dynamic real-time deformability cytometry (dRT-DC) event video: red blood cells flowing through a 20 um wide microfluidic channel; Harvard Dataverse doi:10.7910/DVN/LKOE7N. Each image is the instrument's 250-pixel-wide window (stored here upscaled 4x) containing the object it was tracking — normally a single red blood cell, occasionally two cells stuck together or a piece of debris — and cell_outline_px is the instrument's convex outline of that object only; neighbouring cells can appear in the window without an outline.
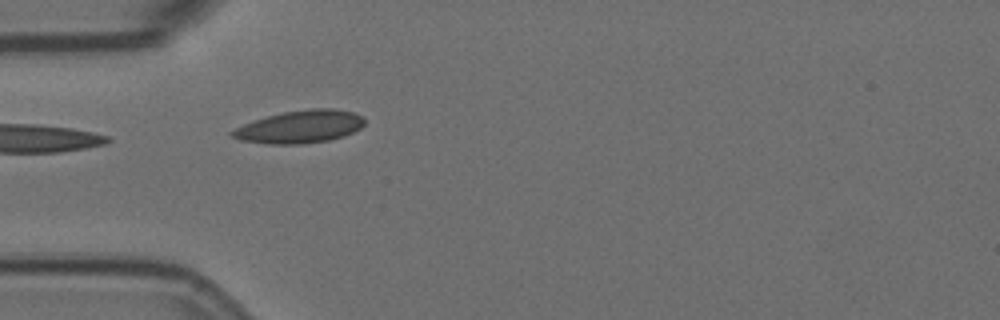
{"species": "Egyptian fruit bat (a non-hibernating species)", "species_latin": "Rousettus aegyptiacus", "temperature_condition": "room temperature", "stored_images_in_passage": 41, "camera_frame_rate_fps": 3000, "um_per_image_px": 0.085, "animal": {"sex": "female"}, "frame": {"image": 1, "passage_image": 1, "time_ms": 0.0, "image_size_px": [1000, 320], "cell_outline_px": [[364, 124], [360, 128], [344, 136], [328, 140], [300, 144], [268, 144], [240, 140], [232, 136], [228, 132], [244, 124], [268, 116], [284, 112], [308, 108], [336, 108], [356, 112], [364, 116]], "centroid_in_image_um": [25.54, 10.76], "position_along_channel_um": 59.5, "area_um2": 25.26}}
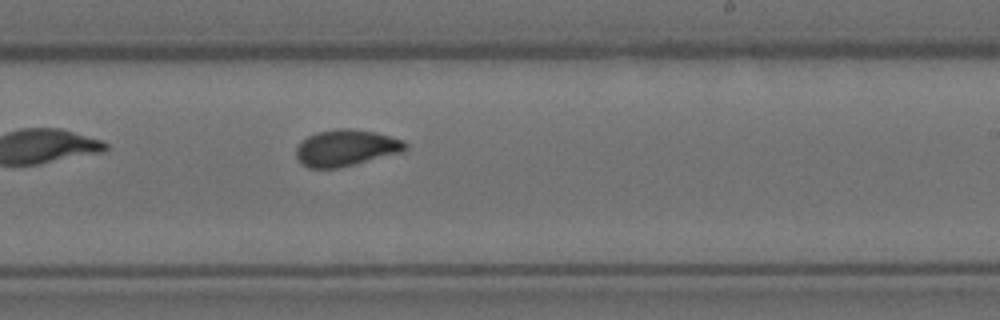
{"frame": {"image": 2, "passage_image": 18, "time_ms": 5.667, "image_size_px": [1000, 320], "cell_outline_px": [[408, 148], [404, 152], [336, 168], [308, 168], [296, 156], [296, 148], [300, 140], [316, 132], [336, 128], [352, 128], [376, 132], [404, 140], [408, 144]], "centroid_in_image_um": [29.43, 12.55], "position_along_channel_um": 259.6, "area_um2": 23.35}}
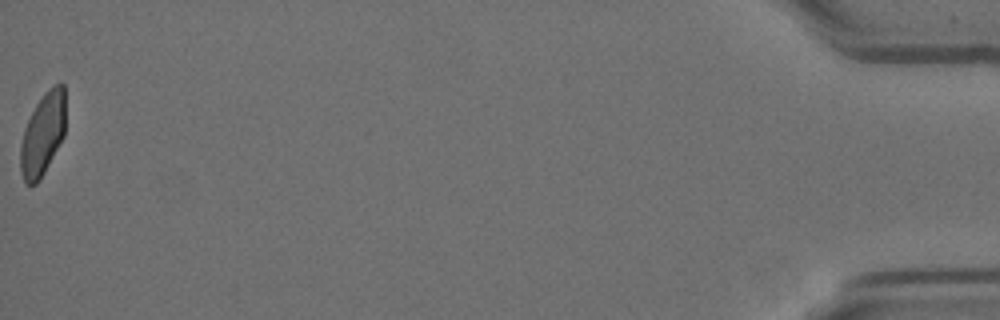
{"frame": {"image": 3, "passage_image": 41, "time_ms": 13.333, "image_size_px": [1000, 320], "cell_outline_px": [[64, 136], [40, 180], [36, 184], [24, 184], [20, 172], [20, 144], [24, 128], [36, 104], [44, 92], [48, 88], [60, 80], [64, 84]], "centroid_in_image_um": [3.62, 11.4], "position_along_channel_um": 431.6, "area_um2": 21.85}, "authors_computed_cell_mechanics": {"area_um2": 22.6576, "velocity_mm_per_s": 3.5647, "shape_relaxation_time_tau1_ms": null, "shape_relaxation_time_tau2_ms": 1.0103, "deformation_change_tau1": null, "deformation_change_tau2": 0.0535}}